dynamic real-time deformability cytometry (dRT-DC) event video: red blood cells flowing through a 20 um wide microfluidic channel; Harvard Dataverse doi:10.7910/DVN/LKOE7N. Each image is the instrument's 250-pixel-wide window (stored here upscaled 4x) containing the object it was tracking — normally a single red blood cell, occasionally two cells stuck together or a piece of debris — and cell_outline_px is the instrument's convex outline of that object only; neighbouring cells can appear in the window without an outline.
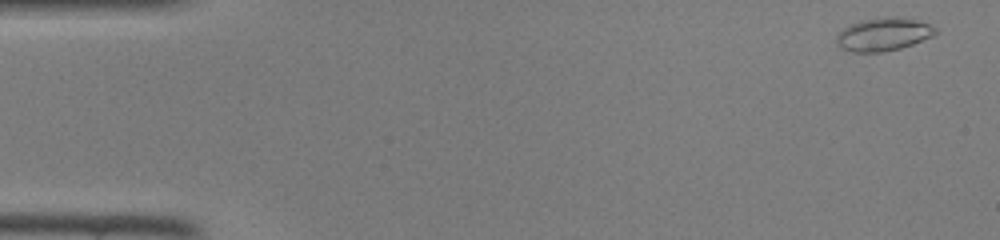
{"species": "common noctule bat (a hibernating species)", "species_latin": "Nyctalus noctula", "temperature_condition": "room temperature", "stored_images_in_passage": 45, "camera_frame_rate_fps": 3000, "um_per_image_px": 0.085, "animal": {"sex": "female", "body_mass_g": 22.0, "forearm_length_mm": 56.7}, "frame": {"image": 1, "passage_image": 1, "time_ms": 0.0, "image_size_px": [1000, 240], "cell_outline_px": [[936, 32], [932, 36], [912, 44], [900, 48], [880, 52], [852, 52], [840, 48], [836, 44], [836, 36], [844, 28], [860, 20], [884, 16], [896, 16], [916, 20], [928, 24], [936, 28]], "centroid_in_image_um": [75.05, 2.91], "position_along_channel_um": 9.9, "area_um2": 19.02}}
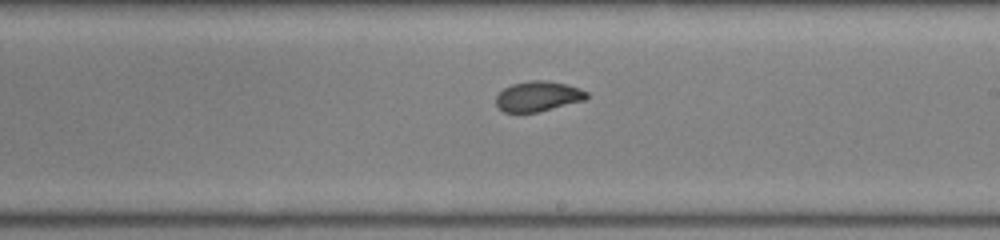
{"frame": {"image": 2, "passage_image": 26, "time_ms": 8.333, "image_size_px": [1000, 240], "cell_outline_px": [[588, 96], [584, 100], [536, 112], [504, 112], [496, 104], [496, 96], [504, 88], [512, 84], [532, 80], [544, 80], [564, 84], [580, 88], [588, 92]], "centroid_in_image_um": [45.72, 8.18], "position_along_channel_um": 243.3, "area_um2": 15.66}}
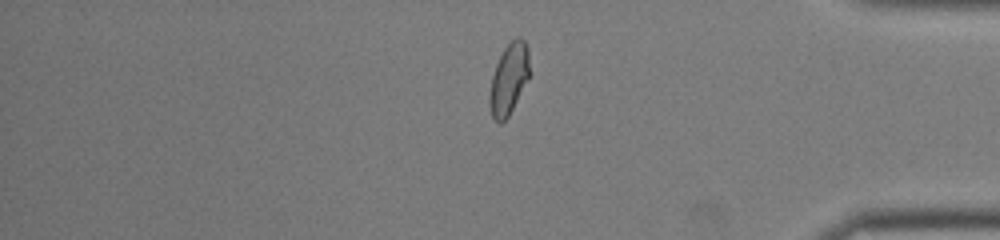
{"frame": {"image": 3, "passage_image": 38, "time_ms": 12.333, "image_size_px": [1000, 240], "cell_outline_px": [[528, 76], [508, 116], [500, 124], [492, 116], [488, 100], [488, 96], [492, 76], [496, 64], [504, 48], [516, 36], [520, 36], [524, 40], [528, 48]], "centroid_in_image_um": [43.22, 6.68], "position_along_channel_um": 392.0, "area_um2": 16.07}}